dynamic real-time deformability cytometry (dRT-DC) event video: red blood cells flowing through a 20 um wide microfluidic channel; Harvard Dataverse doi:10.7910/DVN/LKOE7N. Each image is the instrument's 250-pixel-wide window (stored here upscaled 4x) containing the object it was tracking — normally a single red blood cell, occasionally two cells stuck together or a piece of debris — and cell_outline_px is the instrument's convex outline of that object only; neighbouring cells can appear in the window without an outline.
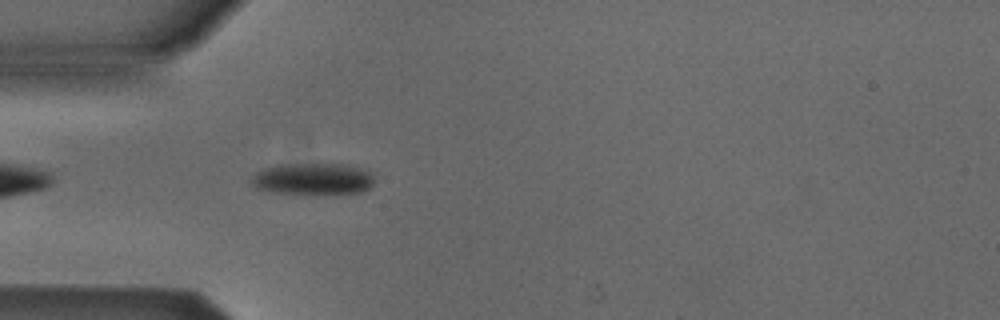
{"species": "Egyptian fruit bat (a non-hibernating species)", "species_latin": "Rousettus aegyptiacus", "temperature_condition": "cold", "stored_images_in_passage": 40, "camera_frame_rate_fps": 3000, "um_per_image_px": 0.085, "animal": {"sex": "male"}, "frame": {"image": 1, "passage_image": 3, "time_ms": 0.667, "image_size_px": [1000, 320], "cell_outline_px": [[372, 184], [368, 188], [360, 192], [316, 196], [272, 192], [256, 188], [252, 184], [252, 176], [256, 172], [264, 168], [280, 164], [348, 164], [368, 172], [372, 176]], "centroid_in_image_um": [26.56, 15.24], "position_along_channel_um": 58.4, "area_um2": 23.12}}
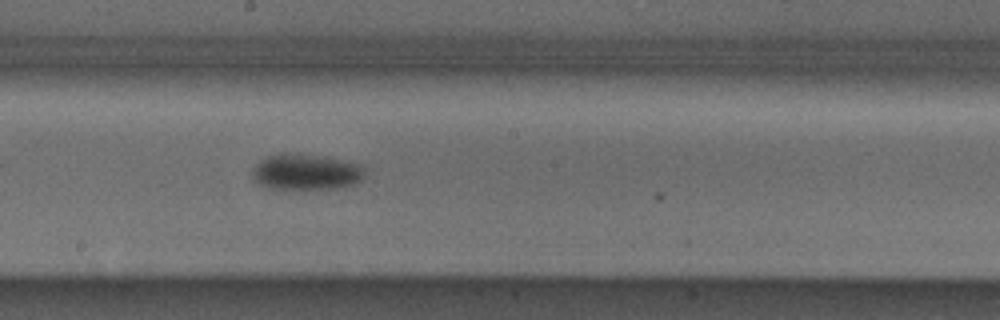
{"frame": {"image": 2, "passage_image": 16, "time_ms": 5.0, "image_size_px": [1000, 320], "cell_outline_px": [[364, 176], [356, 184], [344, 188], [268, 188], [260, 184], [252, 176], [252, 172], [256, 164], [260, 160], [268, 156], [280, 152], [296, 152], [324, 156], [360, 164], [364, 168]], "centroid_in_image_um": [26.03, 14.59], "position_along_channel_um": 222.2, "area_um2": 23.76}}
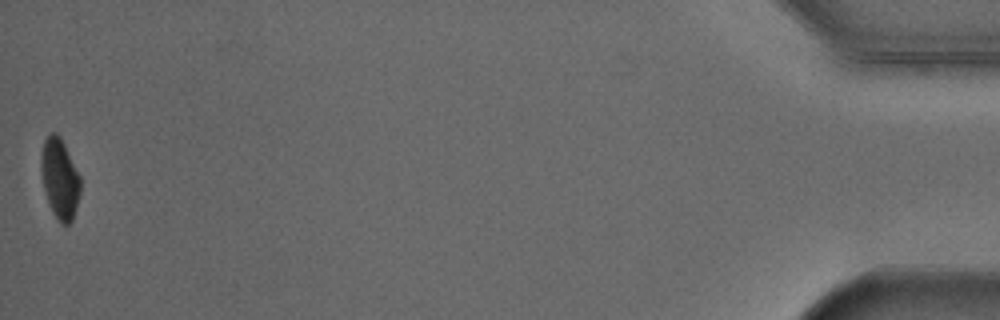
{"frame": {"image": 3, "passage_image": 40, "time_ms": 13.0, "image_size_px": [1000, 320], "cell_outline_px": [[80, 196], [72, 220], [68, 224], [60, 224], [52, 212], [44, 188], [40, 168], [40, 156], [44, 140], [52, 132], [56, 132], [60, 136], [80, 176]], "centroid_in_image_um": [5.07, 15.18], "position_along_channel_um": 430.1, "area_um2": 18.32}, "authors_computed_cell_mechanics": {"area_um2": 22.5998, "velocity_mm_per_s": 3.8652, "shape_relaxation_time_tau1_ms": 3.3597, "shape_relaxation_time_tau2_ms": null, "deformation_change_tau1": 0.0842, "deformation_change_tau2": null}}